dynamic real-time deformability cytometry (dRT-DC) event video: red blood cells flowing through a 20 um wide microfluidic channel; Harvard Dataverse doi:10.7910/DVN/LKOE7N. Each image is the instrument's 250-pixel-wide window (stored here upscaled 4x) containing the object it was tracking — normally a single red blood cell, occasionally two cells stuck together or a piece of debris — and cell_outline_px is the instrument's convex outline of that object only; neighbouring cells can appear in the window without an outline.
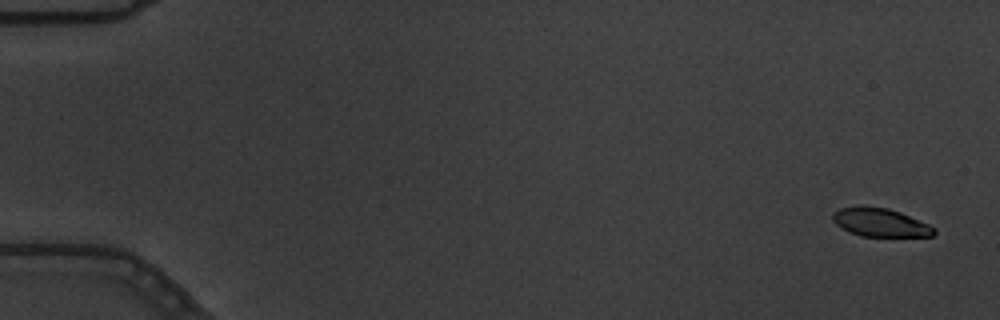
{"species": "common noctule bat (a hibernating species)", "species_latin": "Nyctalus noctula", "temperature_condition": "warm", "stored_images_in_passage": 7, "camera_frame_rate_fps": 3000, "um_per_image_px": 0.085, "animal": {"sex": "male", "body_mass_g": 19.5, "forearm_length_mm": 54.6}, "frame": {"image": 1, "passage_image": 1, "time_ms": 0.0, "image_size_px": [1000, 320], "cell_outline_px": [[936, 232], [932, 236], [860, 236], [836, 224], [832, 220], [832, 212], [840, 208], [888, 208], [900, 212], [928, 224], [936, 228]], "centroid_in_image_um": [74.86, 18.93], "position_along_channel_um": 10.1, "area_um2": 16.18}}
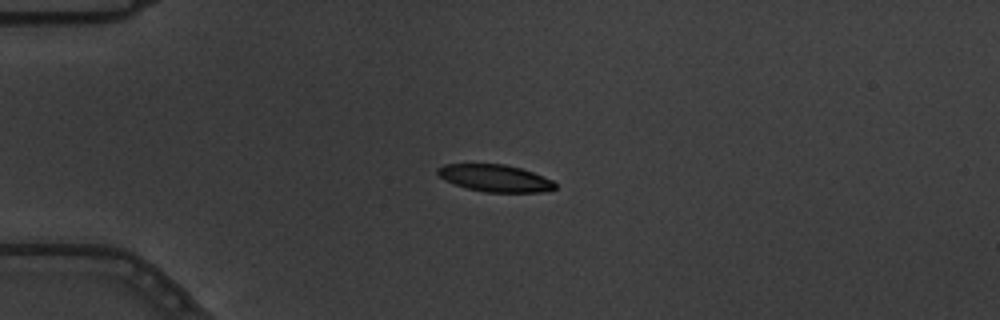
{"frame": {"image": 2, "passage_image": 5, "time_ms": 1.333, "image_size_px": [1000, 320], "cell_outline_px": [[556, 188], [540, 192], [484, 192], [468, 188], [456, 184], [440, 176], [436, 172], [436, 168], [444, 164], [504, 164], [520, 168], [544, 176], [552, 180], [556, 184]], "centroid_in_image_um": [42.09, 15.14], "position_along_channel_um": 42.9, "area_um2": 18.32}}